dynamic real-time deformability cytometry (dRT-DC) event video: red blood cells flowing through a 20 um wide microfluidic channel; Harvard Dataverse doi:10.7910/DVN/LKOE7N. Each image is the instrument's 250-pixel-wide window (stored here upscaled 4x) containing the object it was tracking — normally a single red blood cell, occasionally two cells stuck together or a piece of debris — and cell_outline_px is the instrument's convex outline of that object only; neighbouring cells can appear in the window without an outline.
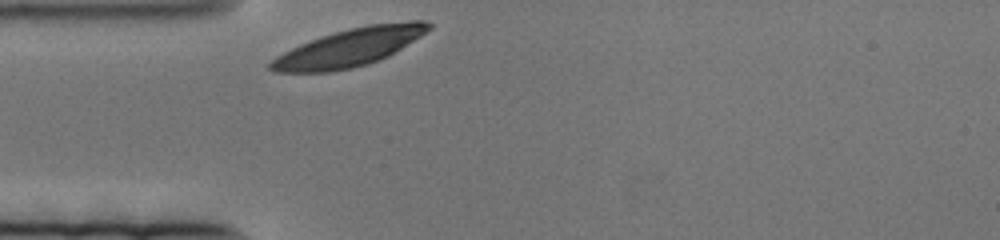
{"species": "human", "species_latin": "Homo sapiens", "temperature_condition": "cold", "stored_images_in_passage": 44, "camera_frame_rate_fps": 3000, "um_per_image_px": 0.085, "donor": {"sex": "female"}, "frame": {"image": 1, "passage_image": 1, "time_ms": 0.0, "image_size_px": [1000, 240], "cell_outline_px": [[432, 28], [420, 36], [388, 56], [368, 64], [352, 68], [328, 72], [276, 72], [268, 68], [268, 64], [276, 56], [300, 44], [348, 28], [368, 24], [412, 20], [428, 20], [432, 24]], "centroid_in_image_um": [29.74, 4.02], "position_along_channel_um": 55.3, "area_um2": 34.62}}
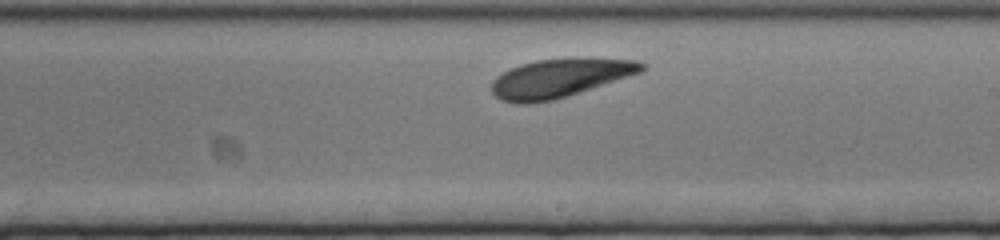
{"frame": {"image": 2, "passage_image": 26, "time_ms": 8.333, "image_size_px": [1000, 240], "cell_outline_px": [[648, 68], [644, 72], [568, 96], [552, 100], [528, 104], [516, 104], [500, 100], [492, 92], [492, 80], [496, 76], [520, 64], [536, 60], [636, 60], [644, 64]], "centroid_in_image_um": [47.56, 6.68], "position_along_channel_um": 241.4, "area_um2": 33.12}}
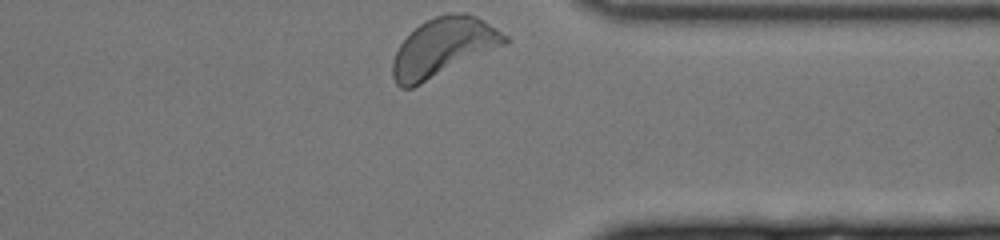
{"frame": {"image": 3, "passage_image": 44, "time_ms": 14.333, "image_size_px": [1000, 240], "cell_outline_px": [[508, 40], [504, 44], [412, 88], [400, 88], [396, 84], [392, 76], [392, 60], [400, 44], [420, 24], [436, 16], [452, 12], [464, 12], [476, 16], [484, 20], [508, 36]], "centroid_in_image_um": [37.65, 4.01], "position_along_channel_um": 373.8, "area_um2": 37.51}}